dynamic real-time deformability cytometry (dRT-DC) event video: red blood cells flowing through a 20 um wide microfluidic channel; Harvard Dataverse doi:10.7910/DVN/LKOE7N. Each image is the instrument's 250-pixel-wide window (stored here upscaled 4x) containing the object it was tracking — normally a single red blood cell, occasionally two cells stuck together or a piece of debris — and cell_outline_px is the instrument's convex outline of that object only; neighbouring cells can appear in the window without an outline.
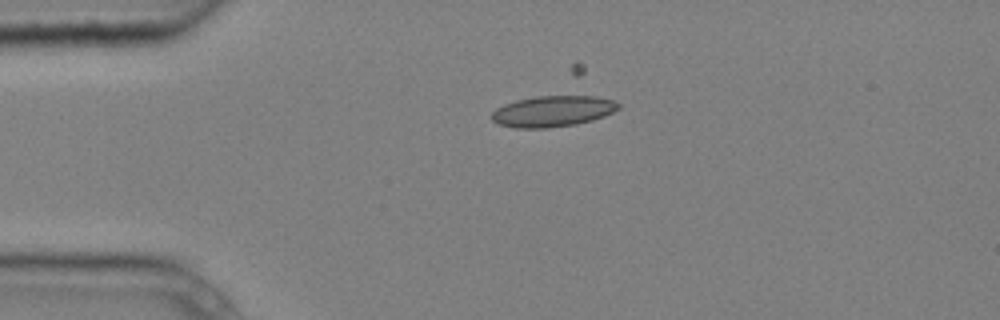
{"species": "common noctule bat (a hibernating species)", "species_latin": "Nyctalus noctula", "temperature_condition": "cold", "stored_images_in_passage": 2, "camera_frame_rate_fps": 3000, "um_per_image_px": 0.085, "animal": {"sex": "male", "body_mass_g": 20.4}, "frame": {"image": 1, "passage_image": 1, "time_ms": 0.0, "image_size_px": [1000, 320], "cell_outline_px": [[620, 108], [604, 116], [592, 120], [576, 124], [548, 128], [516, 128], [500, 124], [492, 120], [492, 112], [496, 108], [504, 104], [516, 100], [536, 96], [576, 92], [580, 92], [612, 100], [620, 104]], "centroid_in_image_um": [47.04, 9.4], "position_along_channel_um": 38.0, "area_um2": 23.76}}